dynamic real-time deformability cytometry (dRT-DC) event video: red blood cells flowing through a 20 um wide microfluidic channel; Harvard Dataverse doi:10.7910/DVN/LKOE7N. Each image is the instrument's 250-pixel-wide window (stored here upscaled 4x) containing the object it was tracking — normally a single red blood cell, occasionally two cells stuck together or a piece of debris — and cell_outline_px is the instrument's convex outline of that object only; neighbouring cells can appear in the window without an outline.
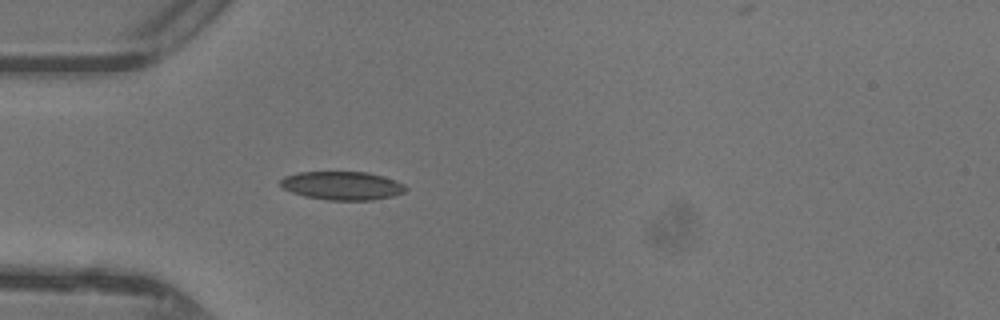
{"species": "common noctule bat (a hibernating species)", "species_latin": "Nyctalus noctula", "temperature_condition": "warm", "stored_images_in_passage": 31, "camera_frame_rate_fps": 3000, "um_per_image_px": 0.085, "animal": {"sex": "female"}, "frame": {"image": 1, "passage_image": 5, "time_ms": 1.333, "image_size_px": [1000, 320], "cell_outline_px": [[408, 188], [404, 192], [392, 196], [372, 200], [328, 200], [304, 196], [292, 192], [284, 188], [280, 184], [280, 180], [284, 176], [296, 172], [368, 172], [384, 176], [396, 180], [404, 184]], "centroid_in_image_um": [29.1, 15.77], "position_along_channel_um": 55.9, "area_um2": 20.87}}
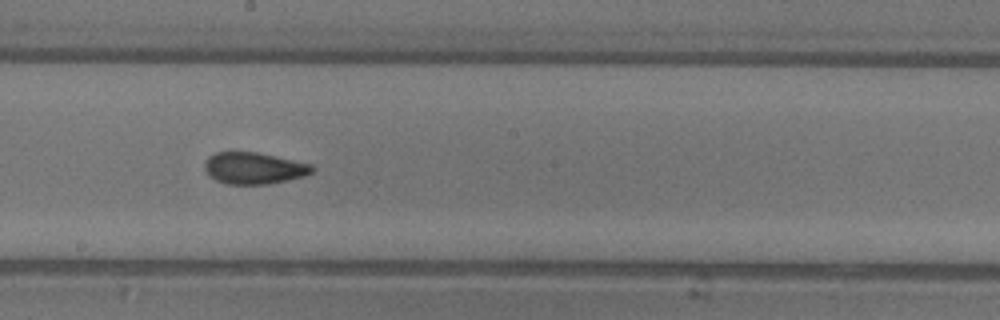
{"frame": {"image": 2, "passage_image": 17, "time_ms": 5.333, "image_size_px": [1000, 320], "cell_outline_px": [[316, 168], [312, 172], [304, 176], [288, 180], [268, 184], [224, 184], [208, 176], [204, 168], [204, 164], [208, 156], [216, 152], [256, 152], [276, 156], [312, 164]], "centroid_in_image_um": [21.57, 14.3], "position_along_channel_um": 226.6, "area_um2": 20.0}}
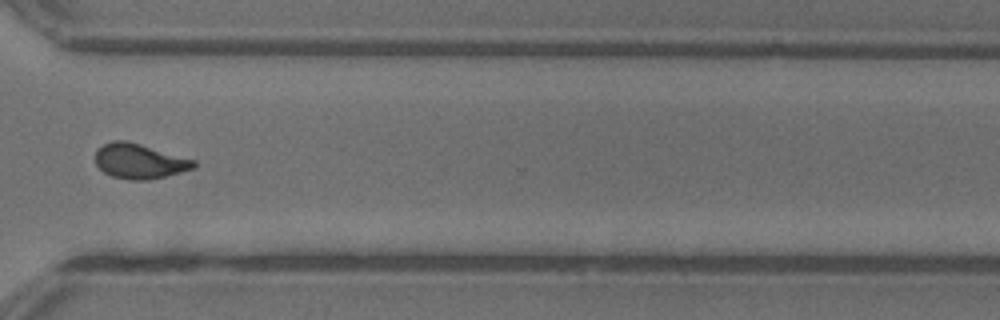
{"frame": {"image": 3, "passage_image": 26, "time_ms": 8.333, "image_size_px": [1000, 320], "cell_outline_px": [[196, 168], [148, 180], [128, 180], [112, 176], [104, 172], [96, 164], [96, 148], [112, 140], [124, 140], [140, 144], [196, 160]], "centroid_in_image_um": [11.85, 13.7], "position_along_channel_um": 358.8, "area_um2": 20.0}, "authors_computed_cell_mechanics": {"area_um2": 19.9988, "velocity_mm_per_s": 4.4161, "shape_relaxation_time_tau1_ms": 10.905, "shape_relaxation_time_tau2_ms": 1.6748, "deformation_change_tau1": 0.2584, "deformation_change_tau2": 0.0733}}